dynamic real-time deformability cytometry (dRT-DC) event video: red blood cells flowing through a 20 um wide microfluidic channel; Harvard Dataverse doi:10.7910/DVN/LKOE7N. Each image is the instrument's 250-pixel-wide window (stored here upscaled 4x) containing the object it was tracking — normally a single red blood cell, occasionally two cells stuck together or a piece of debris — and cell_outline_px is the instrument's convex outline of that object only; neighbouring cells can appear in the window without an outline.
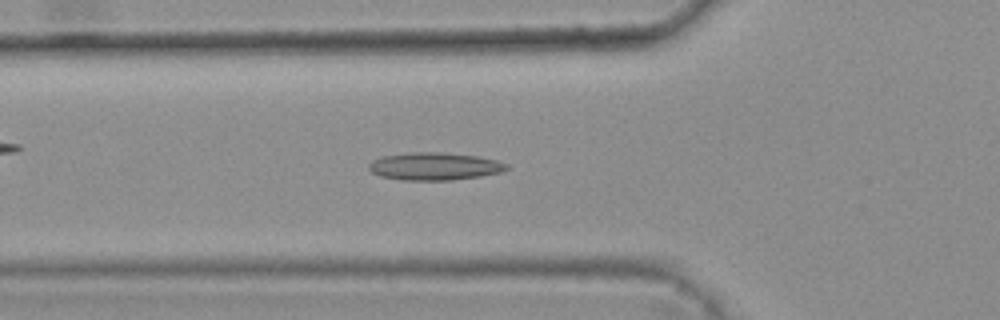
{"species": "common noctule bat (a hibernating species)", "species_latin": "Nyctalus noctula", "temperature_condition": "warm", "stored_images_in_passage": 41, "camera_frame_rate_fps": 3000, "um_per_image_px": 0.085, "animal": {"sex": "female", "body_mass_g": 25.1}, "frame": {"image": 1, "passage_image": 14, "time_ms": 4.333, "image_size_px": [1000, 320], "cell_outline_px": [[512, 168], [500, 172], [480, 176], [452, 180], [404, 180], [380, 176], [372, 172], [368, 168], [368, 164], [372, 160], [384, 156], [412, 152], [440, 152], [476, 156], [496, 160], [508, 164]], "centroid_in_image_um": [36.95, 14.14], "position_along_channel_um": 88.9, "area_um2": 22.14}}
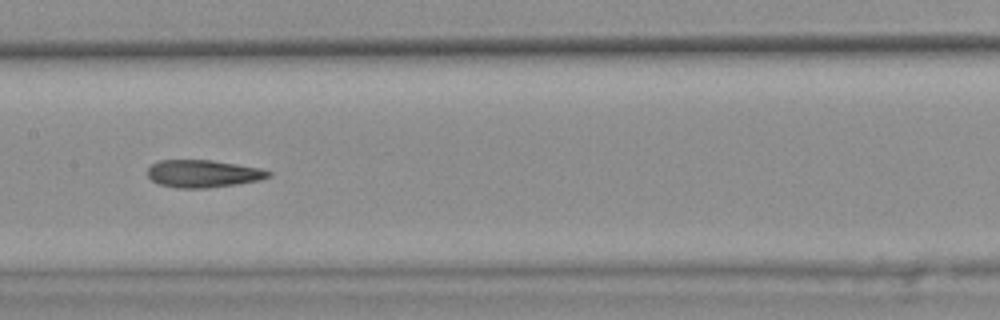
{"frame": {"image": 2, "passage_image": 22, "time_ms": 7.0, "image_size_px": [1000, 320], "cell_outline_px": [[272, 176], [260, 180], [236, 184], [208, 188], [176, 188], [160, 184], [152, 180], [148, 176], [148, 168], [152, 164], [160, 160], [212, 160], [260, 168], [272, 172]], "centroid_in_image_um": [17.28, 14.76], "position_along_channel_um": 190.1, "area_um2": 19.36}}
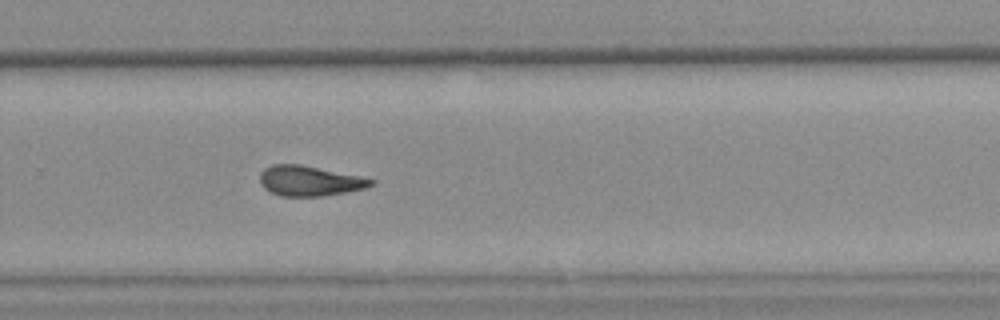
{"frame": {"image": 3, "passage_image": 31, "time_ms": 10.0, "image_size_px": [1000, 320], "cell_outline_px": [[376, 180], [372, 184], [364, 188], [324, 196], [280, 196], [264, 188], [260, 184], [260, 172], [264, 168], [272, 164], [300, 164]], "centroid_in_image_um": [26.24, 15.37], "position_along_channel_um": 303.6, "area_um2": 19.25}, "authors_computed_cell_mechanics": {"area_um2": 19.8832, "velocity_mm_per_s": 3.7923, "shape_relaxation_time_tau1_ms": null, "shape_relaxation_time_tau2_ms": 3.1842, "deformation_change_tau1": null, "deformation_change_tau2": 0.1134}}